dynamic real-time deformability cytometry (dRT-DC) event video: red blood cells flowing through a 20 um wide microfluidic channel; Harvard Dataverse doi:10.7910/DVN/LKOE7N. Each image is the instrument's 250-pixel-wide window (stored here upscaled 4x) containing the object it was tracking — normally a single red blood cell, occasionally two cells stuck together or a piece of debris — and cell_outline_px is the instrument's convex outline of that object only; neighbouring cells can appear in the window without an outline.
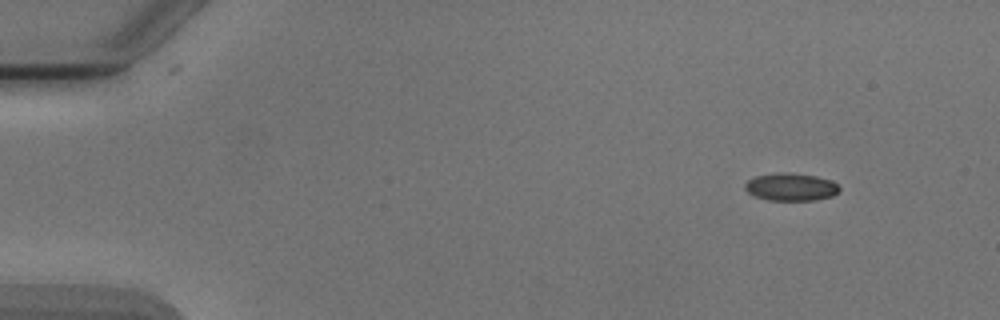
{"species": "Egyptian fruit bat (a non-hibernating species)", "species_latin": "Rousettus aegyptiacus", "temperature_condition": "cold", "stored_images_in_passage": 4, "camera_frame_rate_fps": 3000, "um_per_image_px": 0.085, "animal": {"sex": "male"}, "frame": {"image": 1, "passage_image": 1, "time_ms": 0.0, "image_size_px": [1000, 320], "cell_outline_px": [[840, 188], [832, 196], [812, 200], [768, 200], [756, 196], [748, 192], [744, 188], [744, 184], [748, 180], [756, 176], [776, 172], [788, 172], [816, 176], [832, 180]], "centroid_in_image_um": [67.2, 15.87], "position_along_channel_um": 17.8, "area_um2": 15.14}}
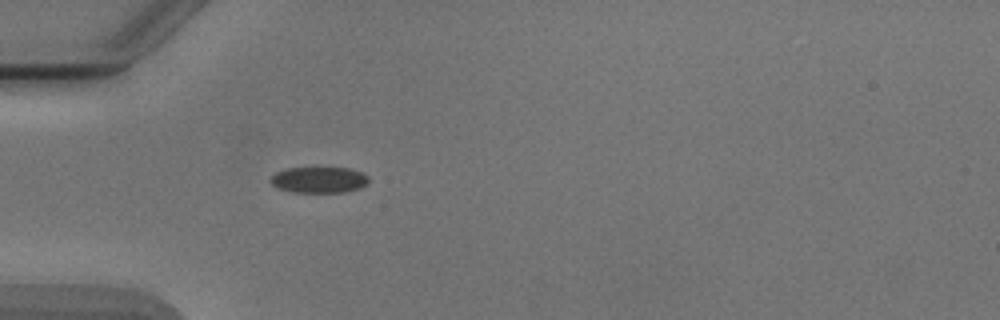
{"frame": {"image": 2, "passage_image": 4, "time_ms": 3.667, "image_size_px": [1000, 320], "cell_outline_px": [[368, 180], [360, 188], [344, 192], [296, 192], [276, 188], [268, 180], [276, 172], [288, 168], [348, 168], [360, 172], [368, 176]], "centroid_in_image_um": [27.07, 15.29], "position_along_channel_um": 57.9, "area_um2": 14.74}}